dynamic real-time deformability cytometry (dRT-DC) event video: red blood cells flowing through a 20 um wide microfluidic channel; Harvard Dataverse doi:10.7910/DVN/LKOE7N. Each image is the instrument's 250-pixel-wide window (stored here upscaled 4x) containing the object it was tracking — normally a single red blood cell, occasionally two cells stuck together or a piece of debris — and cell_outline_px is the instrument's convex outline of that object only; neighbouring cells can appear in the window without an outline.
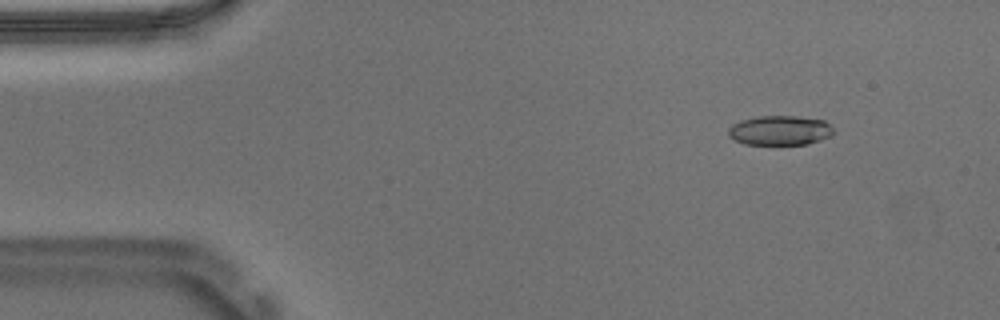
{"species": "Egyptian fruit bat (a non-hibernating species)", "species_latin": "Rousettus aegyptiacus", "temperature_condition": "warm", "stored_images_in_passage": 54, "camera_frame_rate_fps": 3000, "um_per_image_px": 0.085, "animal": {"sex": "male"}, "frame": {"image": 1, "passage_image": 6, "time_ms": 1.667, "image_size_px": [1000, 320], "cell_outline_px": [[836, 132], [832, 136], [820, 140], [804, 144], [744, 144], [728, 136], [728, 128], [732, 124], [740, 120], [756, 116], [796, 116], [824, 120]], "centroid_in_image_um": [66.29, 11.07], "position_along_channel_um": 18.7, "area_um2": 18.21}}
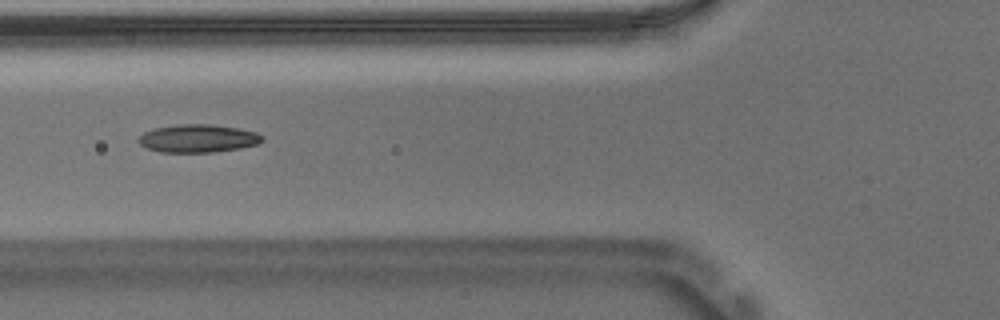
{"frame": {"image": 2, "passage_image": 20, "time_ms": 6.333, "image_size_px": [1000, 320], "cell_outline_px": [[264, 140], [260, 144], [240, 148], [216, 152], [160, 152], [148, 148], [140, 144], [140, 136], [144, 132], [152, 128], [180, 124], [212, 124], [236, 128], [256, 132], [264, 136]], "centroid_in_image_um": [16.87, 11.76], "position_along_channel_um": 108.9, "area_um2": 20.23}}
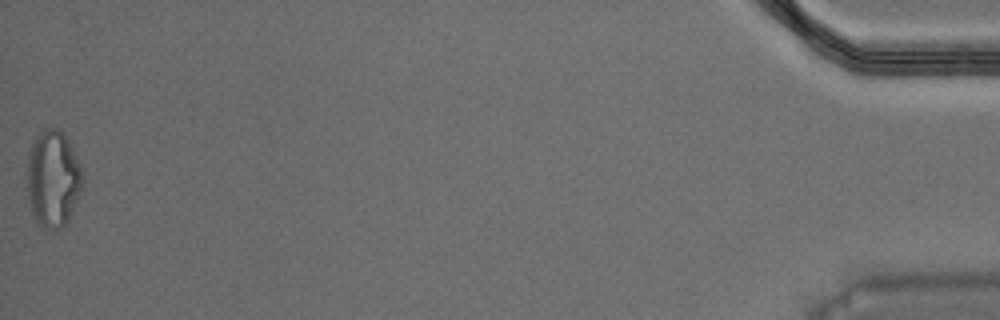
{"frame": {"image": 3, "passage_image": 54, "time_ms": 17.667, "image_size_px": [1000, 320], "cell_outline_px": [[84, 184], [72, 212], [68, 220], [60, 228], [44, 228], [36, 224], [32, 212], [28, 196], [24, 172], [28, 152], [32, 140], [44, 128], [56, 128], [64, 136], [72, 148], [84, 172]], "centroid_in_image_um": [4.47, 15.19], "position_along_channel_um": 430.7, "area_um2": 31.96}, "authors_computed_cell_mechanics": {"area_um2": 19.4208, "velocity_mm_per_s": 3.7185, "shape_relaxation_time_tau1_ms": 8.0705, "shape_relaxation_time_tau2_ms": 3.1817, "deformation_change_tau1": 0.2359, "deformation_change_tau2": 0.1172}}